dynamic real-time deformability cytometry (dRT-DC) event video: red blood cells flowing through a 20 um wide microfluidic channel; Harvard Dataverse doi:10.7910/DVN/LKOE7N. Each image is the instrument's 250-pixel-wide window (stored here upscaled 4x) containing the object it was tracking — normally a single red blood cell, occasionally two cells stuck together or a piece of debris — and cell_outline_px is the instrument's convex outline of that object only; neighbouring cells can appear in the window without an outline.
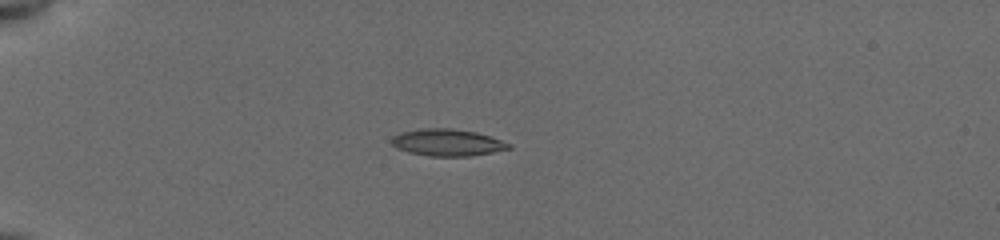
{"species": "common noctule bat (a hibernating species)", "species_latin": "Nyctalus noctula", "temperature_condition": "cold", "stored_images_in_passage": 39, "camera_frame_rate_fps": 3000, "um_per_image_px": 0.085, "animal": {"sex": "female", "body_mass_g": 19.5, "forearm_length_mm": 54.1}, "frame": {"image": 1, "passage_image": 1, "time_ms": 0.0, "image_size_px": [1000, 240], "cell_outline_px": [[512, 148], [492, 152], [468, 156], [428, 156], [408, 152], [396, 148], [392, 144], [392, 136], [400, 132], [424, 128], [452, 128], [476, 132], [512, 144]], "centroid_in_image_um": [38.0, 12.11], "position_along_channel_um": 47.0, "area_um2": 18.32}}
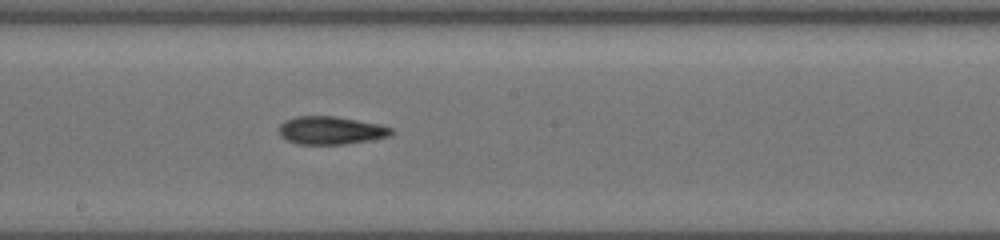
{"frame": {"image": 2, "passage_image": 17, "time_ms": 5.333, "image_size_px": [1000, 240], "cell_outline_px": [[396, 132], [388, 136], [372, 140], [344, 144], [300, 144], [288, 140], [280, 136], [280, 124], [284, 120], [296, 116], [336, 116], [380, 124], [392, 128]], "centroid_in_image_um": [28.15, 11.07], "position_along_channel_um": 220.0, "area_um2": 18.38}}
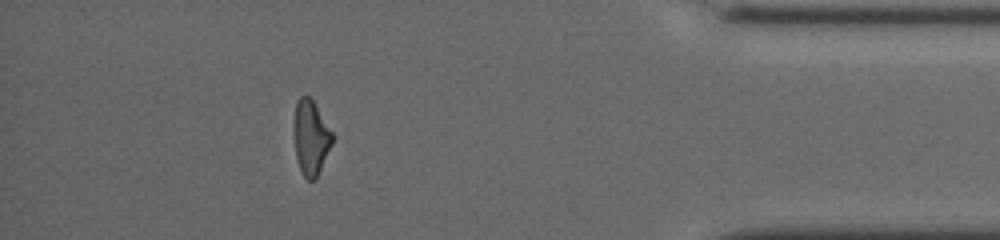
{"frame": {"image": 3, "passage_image": 34, "time_ms": 11.0, "image_size_px": [1000, 240], "cell_outline_px": [[332, 144], [316, 176], [312, 180], [308, 180], [304, 176], [300, 168], [296, 156], [292, 124], [296, 100], [300, 96], [308, 96], [312, 100], [332, 132]], "centroid_in_image_um": [26.37, 11.64], "position_along_channel_um": 408.8, "area_um2": 16.47}, "authors_computed_cell_mechanics": {"area_um2": 17.8024, "velocity_mm_per_s": 3.9555, "shape_relaxation_time_tau1_ms": 6.4221, "shape_relaxation_time_tau2_ms": 4.6828, "deformation_change_tau1": 0.173, "deformation_change_tau2": 0.1508}}